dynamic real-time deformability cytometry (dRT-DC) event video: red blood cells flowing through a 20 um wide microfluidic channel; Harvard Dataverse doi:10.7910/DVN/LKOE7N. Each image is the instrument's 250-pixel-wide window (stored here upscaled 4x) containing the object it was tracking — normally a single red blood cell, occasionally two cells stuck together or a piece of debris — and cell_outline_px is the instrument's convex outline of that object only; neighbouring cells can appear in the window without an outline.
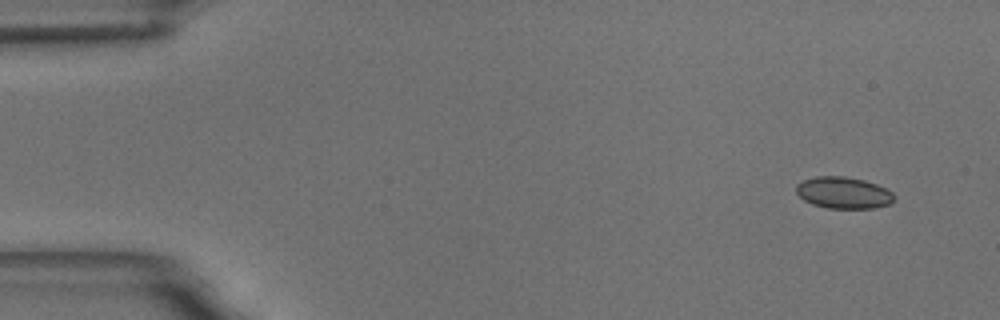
{"species": "common noctule bat (a hibernating species)", "species_latin": "Nyctalus noctula", "temperature_condition": "room temperature", "stored_images_in_passage": 15, "camera_frame_rate_fps": 3000, "um_per_image_px": 0.085, "animal": {"sex": "male", "body_mass_g": 18.8}, "frame": {"image": 1, "passage_image": 1, "time_ms": 0.0, "image_size_px": [1000, 320], "cell_outline_px": [[896, 196], [888, 204], [876, 208], [828, 208], [812, 204], [804, 200], [796, 192], [796, 184], [804, 180], [816, 176], [844, 176], [864, 180], [876, 184], [892, 192]], "centroid_in_image_um": [71.68, 16.38], "position_along_channel_um": 13.3, "area_um2": 17.98}}
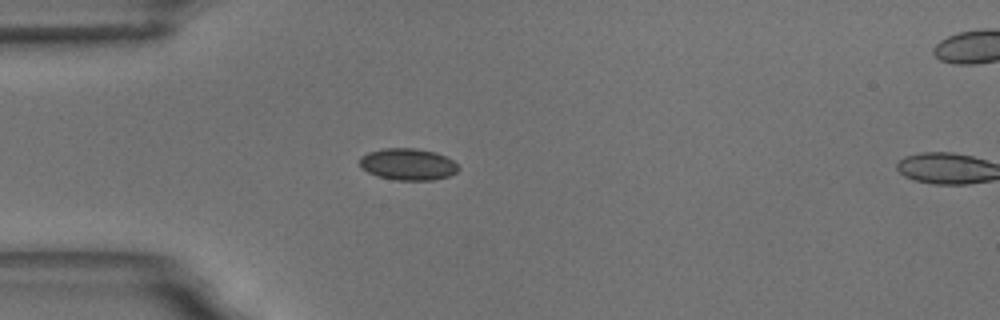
{"frame": {"image": 2, "passage_image": 13, "time_ms": 4.0, "image_size_px": [1000, 320], "cell_outline_px": [[460, 168], [456, 172], [448, 176], [432, 180], [396, 180], [376, 176], [360, 168], [360, 156], [368, 152], [384, 148], [416, 148], [436, 152], [452, 160]], "centroid_in_image_um": [34.64, 13.96], "position_along_channel_um": 50.4, "area_um2": 18.32}}